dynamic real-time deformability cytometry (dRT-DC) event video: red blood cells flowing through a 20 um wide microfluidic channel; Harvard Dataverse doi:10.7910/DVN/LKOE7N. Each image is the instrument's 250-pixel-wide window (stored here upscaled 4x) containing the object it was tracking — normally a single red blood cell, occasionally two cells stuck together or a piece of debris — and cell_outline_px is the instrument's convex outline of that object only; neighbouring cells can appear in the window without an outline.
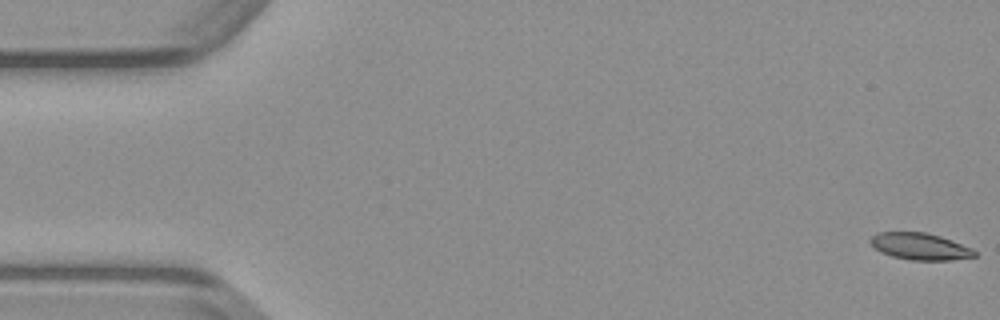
{"species": "common noctule bat (a hibernating species)", "species_latin": "Nyctalus noctula", "temperature_condition": "warm", "stored_images_in_passage": 50, "camera_frame_rate_fps": 3000, "um_per_image_px": 0.085, "animal": {"sex": "male", "body_mass_g": 23.1, "forearm_length_mm": 52.7}, "frame": {"image": 1, "passage_image": 1, "time_ms": 0.0, "image_size_px": [1000, 320], "cell_outline_px": [[976, 256], [952, 260], [912, 260], [892, 256], [880, 252], [868, 240], [876, 232], [924, 232], [940, 236], [952, 240], [972, 248], [976, 252]], "centroid_in_image_um": [78.2, 20.94], "position_along_channel_um": 6.8, "area_um2": 16.24}}
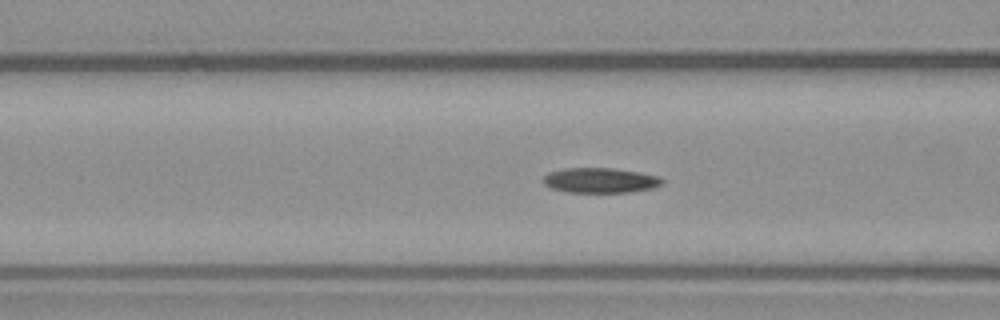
{"frame": {"image": 2, "passage_image": 19, "time_ms": 6.0, "image_size_px": [1000, 320], "cell_outline_px": [[664, 184], [652, 188], [628, 192], [568, 192], [552, 188], [544, 184], [544, 176], [548, 172], [564, 168], [612, 168], [640, 172], [660, 176], [664, 180]], "centroid_in_image_um": [51.05, 15.32], "position_along_channel_um": 115.5, "area_um2": 17.4}}
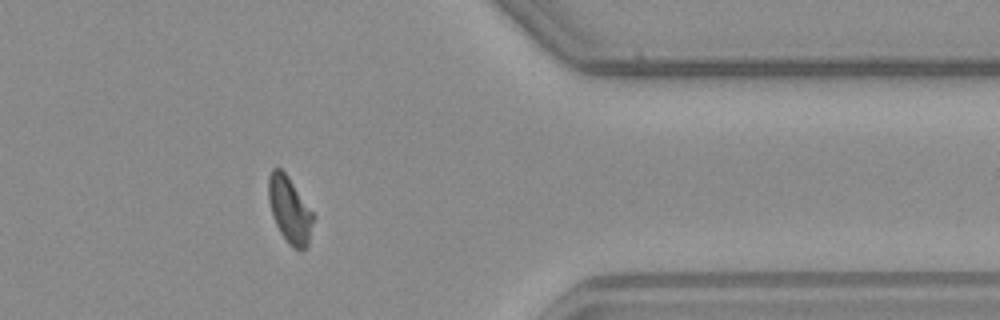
{"frame": {"image": 3, "passage_image": 40, "time_ms": 13.0, "image_size_px": [1000, 320], "cell_outline_px": [[316, 216], [308, 248], [296, 248], [288, 244], [280, 232], [272, 216], [268, 200], [268, 176], [272, 168], [280, 168], [288, 176]], "centroid_in_image_um": [24.64, 17.85], "position_along_channel_um": 386.8, "area_um2": 17.57}}